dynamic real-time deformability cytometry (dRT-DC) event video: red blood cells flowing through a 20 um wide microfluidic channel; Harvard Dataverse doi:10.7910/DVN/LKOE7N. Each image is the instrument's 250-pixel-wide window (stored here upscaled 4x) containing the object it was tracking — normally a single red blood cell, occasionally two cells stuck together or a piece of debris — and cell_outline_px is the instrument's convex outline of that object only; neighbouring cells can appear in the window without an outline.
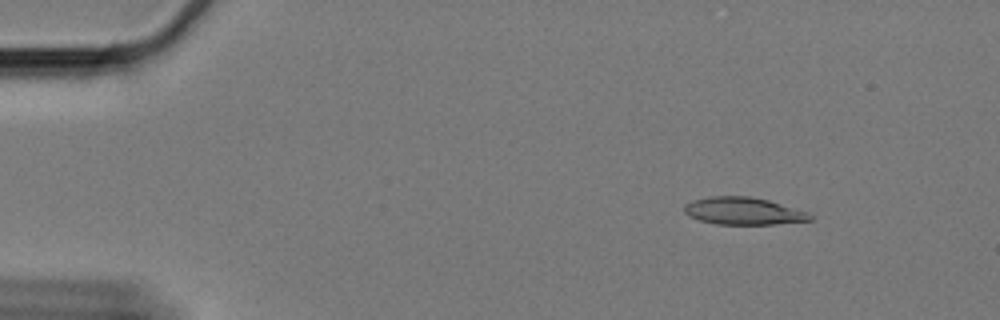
{"species": "Egyptian fruit bat (a non-hibernating species)", "species_latin": "Rousettus aegyptiacus", "temperature_condition": "cold", "stored_images_in_passage": 13, "camera_frame_rate_fps": 3000, "um_per_image_px": 0.085, "animal": {"sex": "female"}, "frame": {"image": 1, "passage_image": 2, "time_ms": 0.333, "image_size_px": [1000, 320], "cell_outline_px": [[812, 220], [776, 224], [716, 224], [700, 220], [688, 216], [684, 212], [684, 204], [692, 200], [712, 196], [748, 196], [768, 200], [808, 212], [812, 216]], "centroid_in_image_um": [63.16, 17.94], "position_along_channel_um": 21.8, "area_um2": 20.0}}
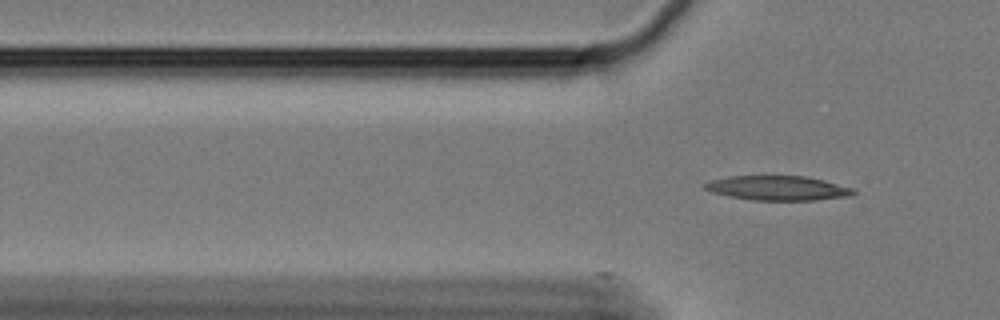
{"frame": {"image": 2, "passage_image": 13, "time_ms": 4.0, "image_size_px": [1000, 320], "cell_outline_px": [[856, 192], [852, 196], [816, 200], [752, 200], [728, 196], [712, 192], [704, 188], [704, 184], [712, 180], [728, 176], [808, 176], [856, 188]], "centroid_in_image_um": [66.18, 15.98], "position_along_channel_um": 59.6, "area_um2": 21.39}}